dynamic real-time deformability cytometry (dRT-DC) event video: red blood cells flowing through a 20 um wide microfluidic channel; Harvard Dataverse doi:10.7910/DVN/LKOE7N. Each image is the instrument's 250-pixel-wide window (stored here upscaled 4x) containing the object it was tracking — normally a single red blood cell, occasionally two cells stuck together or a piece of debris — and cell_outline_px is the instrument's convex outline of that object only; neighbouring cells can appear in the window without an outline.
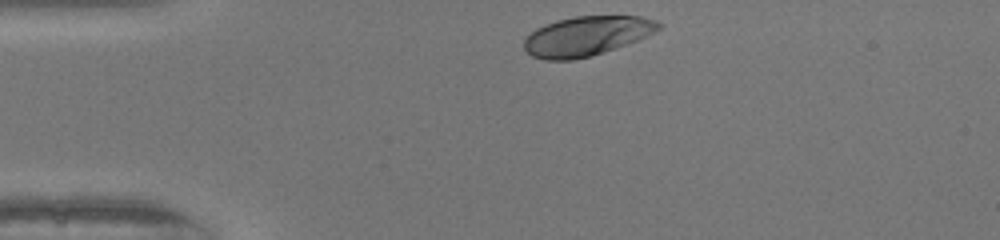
{"species": "human", "species_latin": "Homo sapiens", "temperature_condition": "warm", "stored_images_in_passage": 30, "camera_frame_rate_fps": 3000, "um_per_image_px": 0.085, "donor": {"sex": "female"}, "frame": {"image": 1, "passage_image": 1, "time_ms": 0.0, "image_size_px": [1000, 240], "cell_outline_px": [[664, 24], [660, 28], [636, 40], [592, 56], [572, 60], [544, 60], [532, 56], [524, 48], [524, 40], [536, 28], [544, 24], [556, 20], [576, 16], [640, 16], [656, 20]], "centroid_in_image_um": [49.83, 3.06], "position_along_channel_um": 35.2, "area_um2": 30.75}}
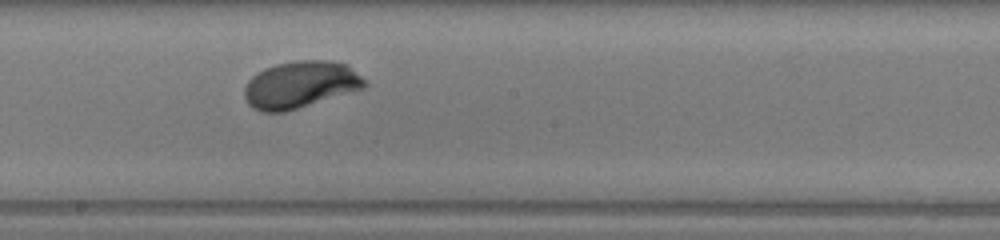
{"frame": {"image": 2, "passage_image": 18, "time_ms": 5.667, "image_size_px": [1000, 240], "cell_outline_px": [[368, 84], [364, 88], [284, 112], [260, 112], [252, 108], [248, 104], [244, 96], [244, 88], [248, 80], [256, 72], [264, 68], [276, 64], [296, 60], [328, 60], [348, 64], [368, 80]], "centroid_in_image_um": [25.54, 7.18], "position_along_channel_um": 222.7, "area_um2": 33.23}}
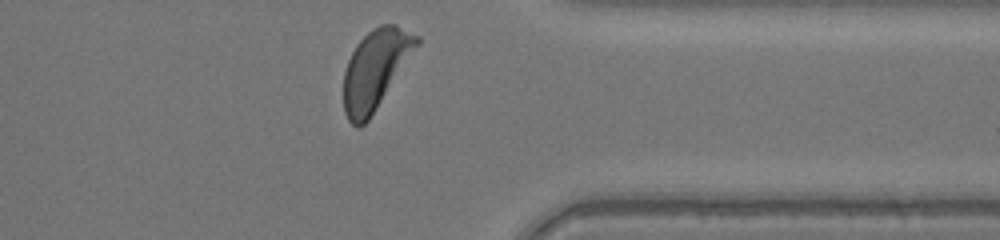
{"frame": {"image": 3, "passage_image": 30, "time_ms": 9.667, "image_size_px": [1000, 240], "cell_outline_px": [[420, 44], [368, 120], [360, 128], [356, 128], [348, 120], [344, 112], [344, 72], [348, 60], [356, 44], [372, 28], [380, 24], [396, 24], [420, 36]], "centroid_in_image_um": [31.92, 5.87], "position_along_channel_um": 379.5, "area_um2": 33.64}, "authors_computed_cell_mechanics": {"area_um2": 32.3969, "velocity_mm_per_s": 4.1125, "shape_relaxation_time_tau1_ms": 2.5836, "shape_relaxation_time_tau2_ms": null, "deformation_change_tau1": 0.1907, "deformation_change_tau2": null}}